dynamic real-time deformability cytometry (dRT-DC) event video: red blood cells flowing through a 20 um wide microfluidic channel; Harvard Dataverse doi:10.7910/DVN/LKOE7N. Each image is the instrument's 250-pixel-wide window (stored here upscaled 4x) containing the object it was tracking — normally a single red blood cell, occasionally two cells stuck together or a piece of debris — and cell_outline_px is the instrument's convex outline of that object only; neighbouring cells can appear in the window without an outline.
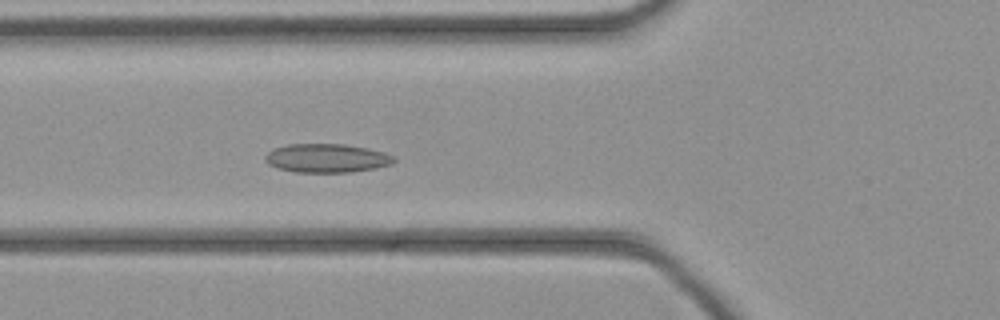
{"species": "common noctule bat (a hibernating species)", "species_latin": "Nyctalus noctula", "temperature_condition": "cold", "stored_images_in_passage": 46, "camera_frame_rate_fps": 3000, "um_per_image_px": 0.085, "animal": {"sex": "female", "body_mass_g": 21.9}, "frame": {"image": 1, "passage_image": 16, "time_ms": 5.0, "image_size_px": [1000, 320], "cell_outline_px": [[396, 160], [392, 164], [376, 168], [352, 172], [296, 172], [276, 168], [268, 164], [264, 160], [264, 156], [268, 152], [276, 148], [288, 144], [344, 144], [368, 148], [384, 152], [396, 156]], "centroid_in_image_um": [27.8, 13.44], "position_along_channel_um": 98.0, "area_um2": 21.73}}
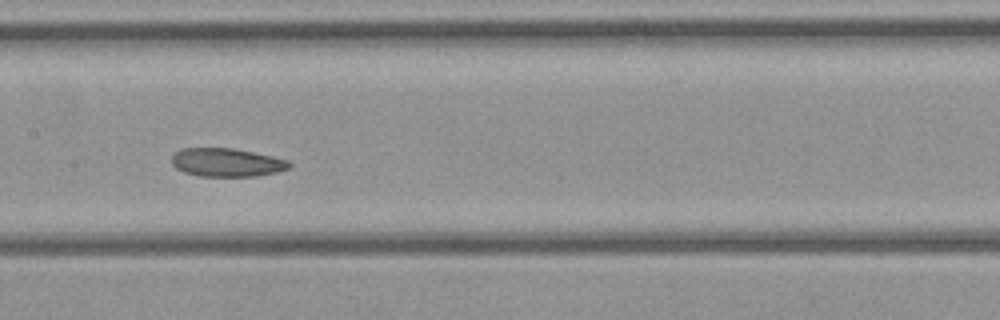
{"frame": {"image": 2, "passage_image": 22, "time_ms": 7.0, "image_size_px": [1000, 320], "cell_outline_px": [[292, 164], [288, 168], [276, 172], [256, 176], [200, 176], [184, 172], [176, 168], [172, 164], [172, 156], [180, 148], [232, 148], [272, 156], [288, 160]], "centroid_in_image_um": [19.25, 13.8], "position_along_channel_um": 188.1, "area_um2": 19.36}}
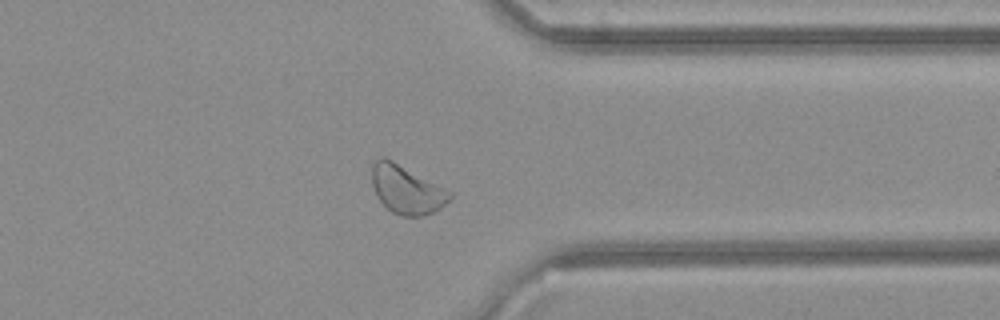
{"frame": {"image": 3, "passage_image": 35, "time_ms": 11.333, "image_size_px": [1000, 320], "cell_outline_px": [[452, 196], [440, 208], [424, 216], [400, 216], [392, 212], [376, 196], [372, 184], [372, 164], [376, 160], [384, 156], [392, 160], [452, 192]], "centroid_in_image_um": [34.53, 16.12], "position_along_channel_um": 376.9, "area_um2": 21.68}}